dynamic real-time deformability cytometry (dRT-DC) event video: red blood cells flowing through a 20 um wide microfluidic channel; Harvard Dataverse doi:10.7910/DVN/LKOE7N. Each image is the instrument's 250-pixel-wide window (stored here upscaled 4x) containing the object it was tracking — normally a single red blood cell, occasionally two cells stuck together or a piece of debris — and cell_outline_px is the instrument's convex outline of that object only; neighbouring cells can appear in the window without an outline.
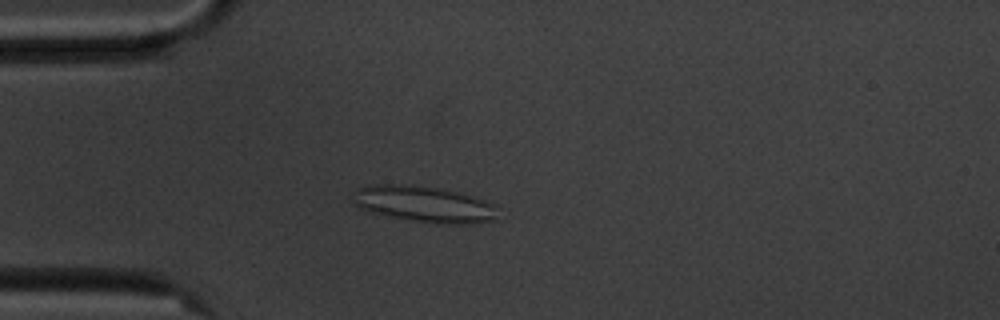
{"species": "common noctule bat (a hibernating species)", "species_latin": "Nyctalus noctula", "temperature_condition": "cold", "stored_images_in_passage": 43, "camera_frame_rate_fps": 3000, "um_per_image_px": 0.085, "animal": {"sex": "male", "body_mass_g": 20.1, "forearm_length_mm": 53.5}, "frame": {"image": 1, "passage_image": 2, "time_ms": 0.333, "image_size_px": [1000, 320], "cell_outline_px": [[500, 220], [476, 224], [452, 224], [412, 220], [388, 216], [372, 212], [360, 208], [356, 204], [356, 188], [372, 184], [400, 184], [436, 188], [476, 196], [492, 204]], "centroid_in_image_um": [36.12, 17.36], "position_along_channel_um": 48.9, "area_um2": 30.23}}
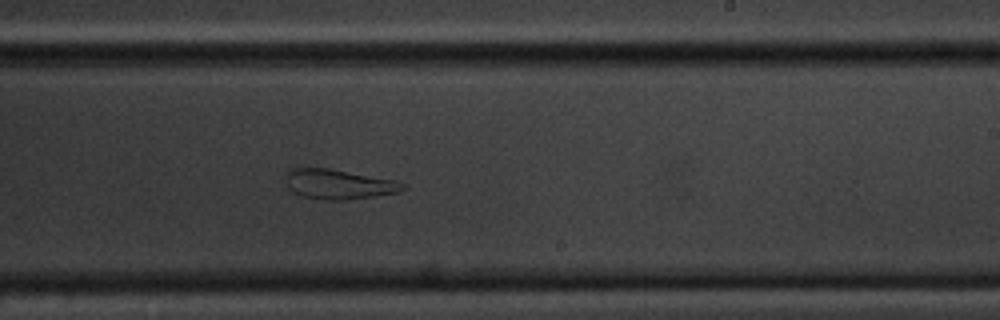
{"frame": {"image": 2, "passage_image": 21, "time_ms": 6.667, "image_size_px": [1000, 320], "cell_outline_px": [[408, 188], [396, 192], [348, 200], [324, 200], [304, 196], [292, 192], [288, 188], [284, 176], [292, 168], [328, 168], [396, 180], [408, 184]], "centroid_in_image_um": [28.79, 15.66], "position_along_channel_um": 260.2, "area_um2": 20.4}}
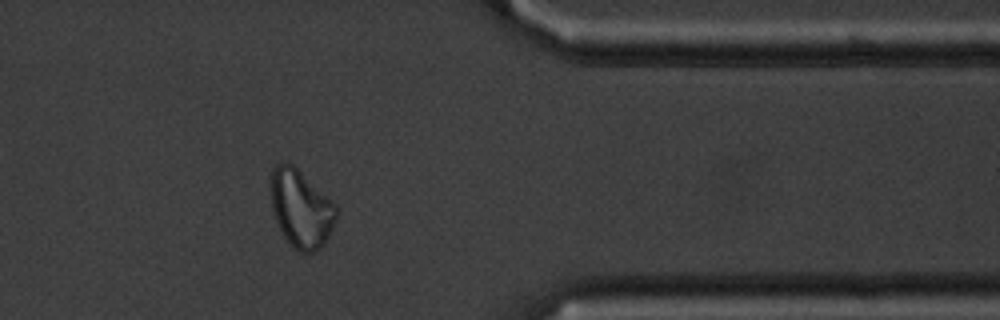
{"frame": {"image": 3, "passage_image": 33, "time_ms": 10.667, "image_size_px": [1000, 320], "cell_outline_px": [[336, 220], [324, 244], [320, 248], [312, 252], [300, 252], [280, 232], [272, 208], [272, 168], [280, 160], [284, 160], [292, 164], [332, 200], [336, 208]], "centroid_in_image_um": [25.58, 17.71], "position_along_channel_um": 385.8, "area_um2": 29.25}, "authors_computed_cell_mechanics": {"area_um2": 24.9118, "velocity_mm_per_s": 3.5285, "shape_relaxation_time_tau1_ms": null, "shape_relaxation_time_tau2_ms": 2.0157, "deformation_change_tau1": null, "deformation_change_tau2": 0.0973}}